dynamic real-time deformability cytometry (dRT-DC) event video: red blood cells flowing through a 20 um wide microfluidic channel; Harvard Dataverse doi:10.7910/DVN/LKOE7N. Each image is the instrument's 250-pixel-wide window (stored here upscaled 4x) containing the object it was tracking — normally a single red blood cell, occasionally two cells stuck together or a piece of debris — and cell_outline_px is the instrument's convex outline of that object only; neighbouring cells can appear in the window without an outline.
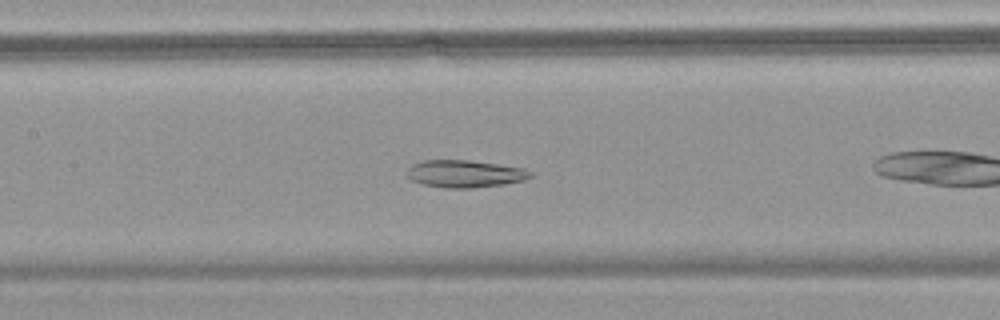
{"species": "common noctule bat (a hibernating species)", "species_latin": "Nyctalus noctula", "temperature_condition": "warm", "stored_images_in_passage": 30, "camera_frame_rate_fps": 3000, "um_per_image_px": 0.085, "animal": {"sex": "female", "body_mass_g": 18.4}, "frame": {"image": 1, "passage_image": 10, "time_ms": 3.0, "image_size_px": [1000, 320], "cell_outline_px": [[532, 176], [524, 180], [504, 184], [472, 188], [444, 188], [424, 184], [412, 180], [408, 176], [408, 168], [412, 164], [424, 160], [468, 160], [524, 168], [532, 172]], "centroid_in_image_um": [39.52, 14.77], "position_along_channel_um": 167.9, "area_um2": 19.54}}
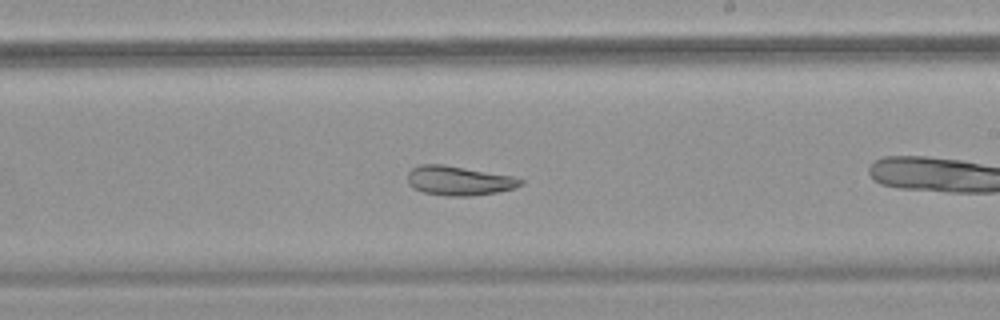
{"frame": {"image": 2, "passage_image": 17, "time_ms": 5.333, "image_size_px": [1000, 320], "cell_outline_px": [[524, 184], [516, 188], [496, 192], [472, 196], [444, 196], [424, 192], [412, 188], [408, 184], [408, 172], [412, 168], [420, 164], [444, 164], [512, 176], [524, 180]], "centroid_in_image_um": [39.0, 15.36], "position_along_channel_um": 250.0, "area_um2": 19.48}}
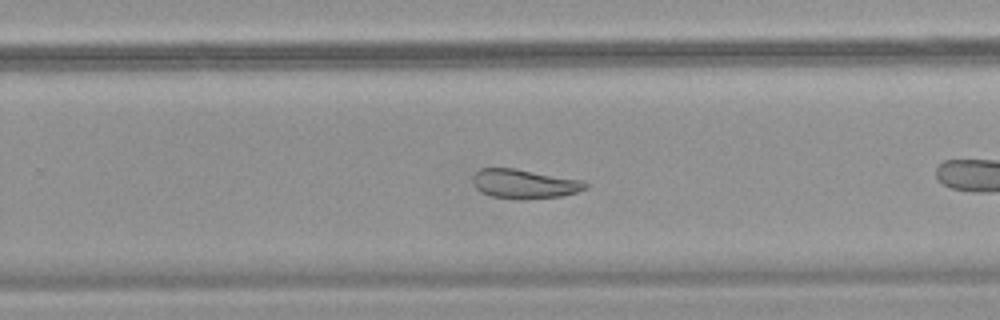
{"frame": {"image": 3, "passage_image": 20, "time_ms": 6.333, "image_size_px": [1000, 320], "cell_outline_px": [[588, 188], [576, 192], [560, 196], [524, 200], [520, 200], [492, 196], [480, 192], [472, 184], [472, 176], [480, 168], [516, 168], [580, 180], [588, 184]], "centroid_in_image_um": [44.52, 15.63], "position_along_channel_um": 285.3, "area_um2": 19.31}, "authors_computed_cell_mechanics": {"area_um2": 19.5075, "velocity_mm_per_s": 3.5413, "shape_relaxation_time_tau1_ms": null, "shape_relaxation_time_tau2_ms": 6.331, "deformation_change_tau1": null, "deformation_change_tau2": 0.1368}}